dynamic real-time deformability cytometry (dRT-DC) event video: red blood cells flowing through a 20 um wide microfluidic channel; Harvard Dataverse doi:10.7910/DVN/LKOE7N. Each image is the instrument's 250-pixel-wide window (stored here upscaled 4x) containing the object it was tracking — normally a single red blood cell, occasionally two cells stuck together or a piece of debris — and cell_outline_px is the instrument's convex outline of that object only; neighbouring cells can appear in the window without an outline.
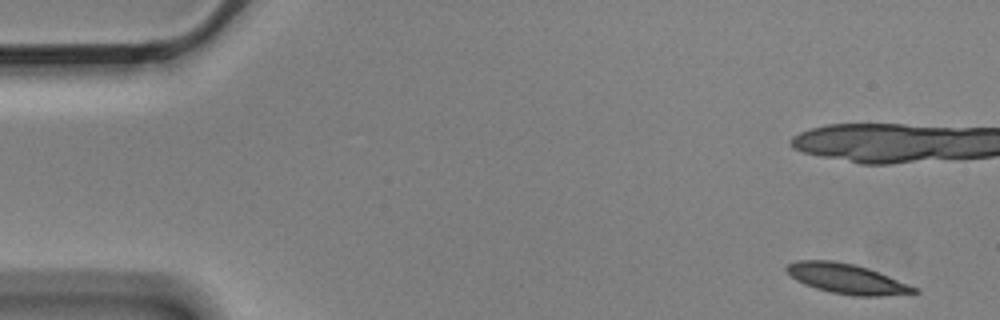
{"species": "Egyptian fruit bat (a non-hibernating species)", "species_latin": "Rousettus aegyptiacus", "temperature_condition": "cold", "stored_images_in_passage": 6, "camera_frame_rate_fps": 3000, "um_per_image_px": 0.085, "animal": {"sex": "male"}, "frame": {"image": 1, "passage_image": 1, "time_ms": 0.0, "image_size_px": [1000, 320], "cell_outline_px": [[920, 292], [880, 296], [852, 296], [832, 292], [816, 288], [804, 284], [796, 280], [784, 268], [788, 264], [796, 260], [832, 260], [856, 264], [868, 268], [920, 288]], "centroid_in_image_um": [71.99, 23.69], "position_along_channel_um": 13.0, "area_um2": 22.31}}